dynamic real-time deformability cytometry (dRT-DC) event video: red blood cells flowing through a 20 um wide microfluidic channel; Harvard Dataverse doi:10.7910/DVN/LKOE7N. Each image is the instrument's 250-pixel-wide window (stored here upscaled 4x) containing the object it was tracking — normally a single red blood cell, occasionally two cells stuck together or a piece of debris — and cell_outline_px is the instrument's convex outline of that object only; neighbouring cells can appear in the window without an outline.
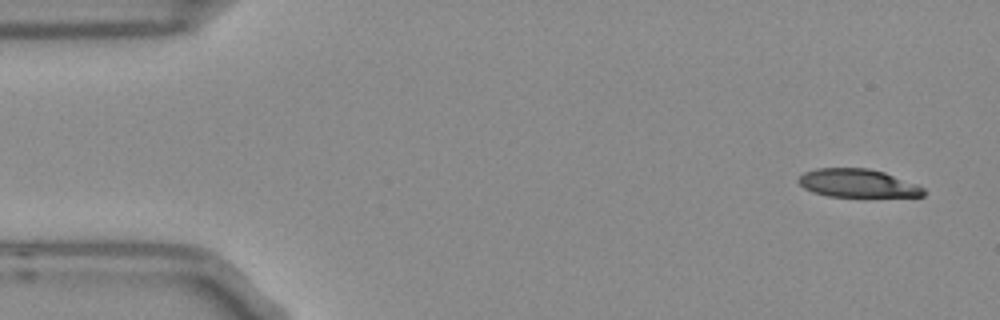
{"species": "Egyptian fruit bat (a non-hibernating species)", "species_latin": "Rousettus aegyptiacus", "temperature_condition": "room temperature", "stored_images_in_passage": 6, "camera_frame_rate_fps": 3000, "um_per_image_px": 0.085, "frame": {"image": 1, "passage_image": 1, "time_ms": 0.0, "image_size_px": [1000, 320], "cell_outline_px": [[924, 196], [828, 196], [812, 192], [804, 188], [796, 180], [804, 172], [816, 168], [868, 168], [884, 172], [916, 184], [924, 188]], "centroid_in_image_um": [72.85, 15.56], "position_along_channel_um": 12.1, "area_um2": 20.4}}
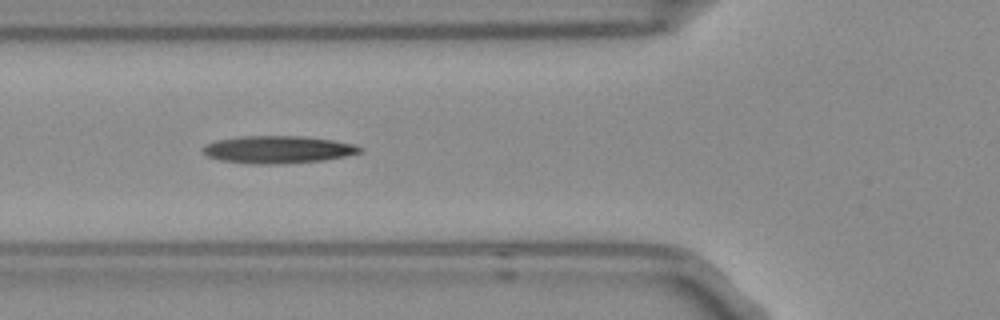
{"frame": {"image": 2, "passage_image": 5, "time_ms": 1.333, "image_size_px": [1000, 320], "cell_outline_px": [[364, 152], [324, 160], [280, 164], [252, 164], [220, 160], [208, 156], [200, 152], [204, 144], [216, 140], [244, 136], [300, 136], [332, 140], [352, 144], [364, 148]], "centroid_in_image_um": [23.59, 12.71], "position_along_channel_um": 102.2, "area_um2": 25.2}}